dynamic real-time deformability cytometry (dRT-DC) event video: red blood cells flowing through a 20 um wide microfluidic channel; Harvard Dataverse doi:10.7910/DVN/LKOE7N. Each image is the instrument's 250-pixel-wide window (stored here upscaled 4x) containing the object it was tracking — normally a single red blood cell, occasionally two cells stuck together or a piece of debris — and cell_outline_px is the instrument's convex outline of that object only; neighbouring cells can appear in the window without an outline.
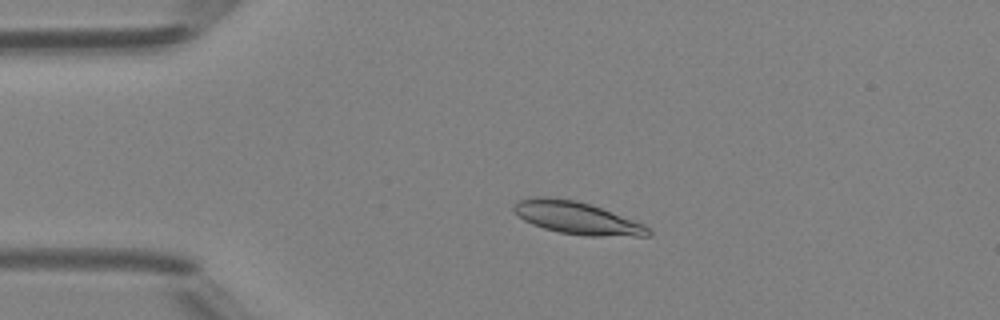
{"species": "Egyptian fruit bat (a non-hibernating species)", "species_latin": "Rousettus aegyptiacus", "temperature_condition": "room temperature", "stored_images_in_passage": 49, "camera_frame_rate_fps": 3000, "um_per_image_px": 0.085, "animal": {"sex": "female"}, "frame": {"image": 1, "passage_image": 11, "time_ms": 3.333, "image_size_px": [1000, 320], "cell_outline_px": [[652, 232], [648, 236], [584, 236], [560, 232], [544, 228], [532, 224], [524, 220], [512, 208], [520, 200], [532, 196], [548, 196], [576, 200], [592, 204], [644, 224]], "centroid_in_image_um": [49.05, 18.51], "position_along_channel_um": 35.9, "area_um2": 25.43}}
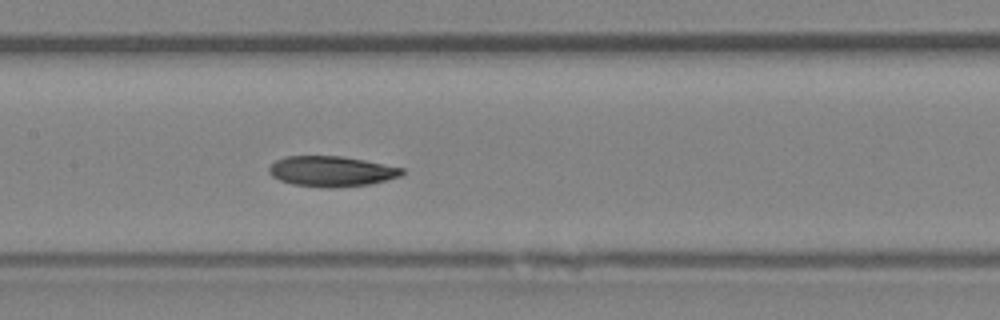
{"frame": {"image": 2, "passage_image": 24, "time_ms": 7.667, "image_size_px": [1000, 320], "cell_outline_px": [[404, 172], [400, 176], [368, 184], [332, 188], [328, 188], [292, 184], [280, 180], [272, 176], [268, 172], [268, 168], [276, 160], [284, 156], [344, 156], [404, 168]], "centroid_in_image_um": [28.14, 14.55], "position_along_channel_um": 179.3, "area_um2": 23.47}}
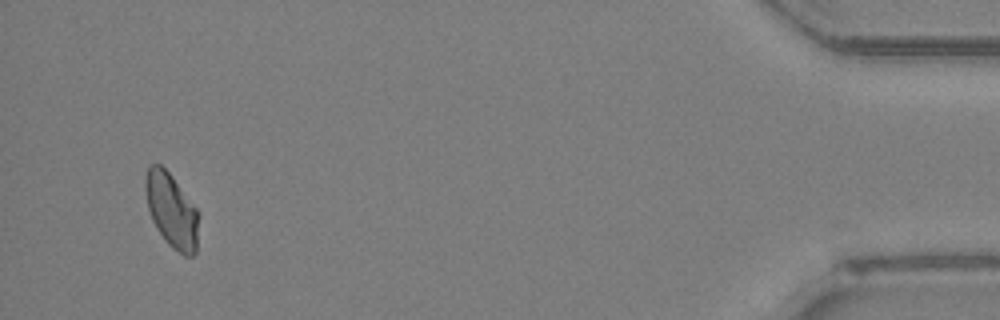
{"frame": {"image": 3, "passage_image": 47, "time_ms": 15.333, "image_size_px": [1000, 320], "cell_outline_px": [[200, 216], [196, 252], [192, 256], [184, 256], [172, 248], [168, 244], [152, 220], [148, 208], [144, 188], [144, 180], [148, 164], [160, 164], [172, 176], [200, 212]], "centroid_in_image_um": [14.6, 17.88], "position_along_channel_um": 420.6, "area_um2": 23.41}, "authors_computed_cell_mechanics": {"area_um2": 23.6402, "velocity_mm_per_s": 4.1921, "shape_relaxation_time_tau1_ms": 6.1207, "shape_relaxation_time_tau2_ms": null, "deformation_change_tau1": 0.1365, "deformation_change_tau2": null}}